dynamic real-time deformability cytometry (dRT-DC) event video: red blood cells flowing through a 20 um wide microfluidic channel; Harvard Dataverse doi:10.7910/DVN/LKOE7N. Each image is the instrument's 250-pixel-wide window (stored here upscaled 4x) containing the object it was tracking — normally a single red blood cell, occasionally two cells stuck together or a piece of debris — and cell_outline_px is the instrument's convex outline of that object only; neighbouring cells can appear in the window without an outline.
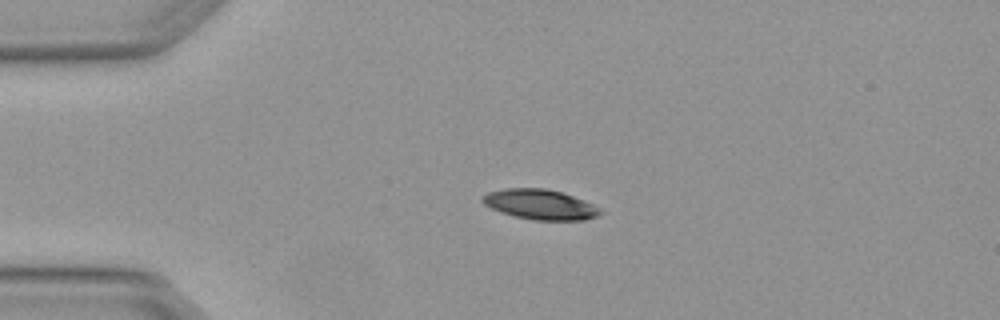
{"species": "Egyptian fruit bat (a non-hibernating species)", "species_latin": "Rousettus aegyptiacus", "temperature_condition": "warm", "stored_images_in_passage": 2, "camera_frame_rate_fps": 3000, "um_per_image_px": 0.085, "animal": {"sex": "female"}, "frame": {"image": 1, "passage_image": 1, "time_ms": 0.0, "image_size_px": [1000, 320], "cell_outline_px": [[604, 212], [596, 216], [584, 220], [536, 220], [516, 216], [492, 208], [484, 204], [480, 200], [488, 192], [508, 188], [548, 188], [584, 200], [600, 208]], "centroid_in_image_um": [45.94, 17.37], "position_along_channel_um": 39.1, "area_um2": 20.35}}